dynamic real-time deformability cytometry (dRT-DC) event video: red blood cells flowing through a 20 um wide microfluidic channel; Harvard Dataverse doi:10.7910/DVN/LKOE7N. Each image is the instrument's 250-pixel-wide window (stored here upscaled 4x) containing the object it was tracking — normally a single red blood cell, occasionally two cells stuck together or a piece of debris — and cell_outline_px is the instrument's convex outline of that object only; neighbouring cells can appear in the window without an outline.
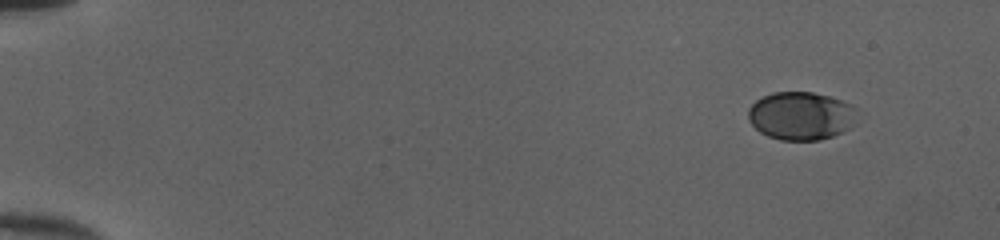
{"species": "human", "species_latin": "Homo sapiens", "temperature_condition": "cold", "stored_images_in_passage": 48, "camera_frame_rate_fps": 3000, "um_per_image_px": 0.085, "donor": {"sex": "female"}, "frame": {"image": 1, "passage_image": 1, "time_ms": 0.0, "image_size_px": [1000, 240], "cell_outline_px": [[856, 108], [848, 128], [832, 136], [820, 140], [780, 140], [768, 136], [760, 132], [748, 120], [748, 108], [756, 100], [772, 92], [812, 92], [828, 96], [852, 104]], "centroid_in_image_um": [68.02, 9.84], "position_along_channel_um": 17.0, "area_um2": 30.17}}
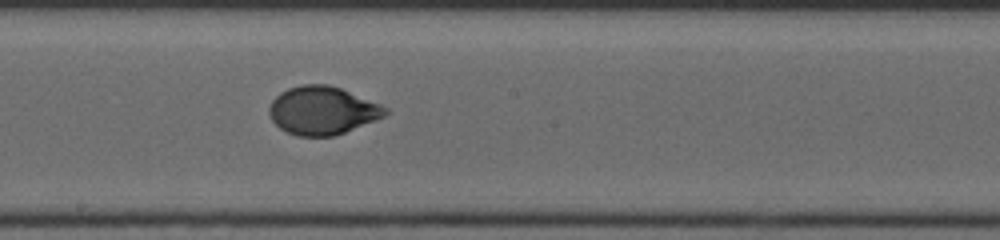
{"frame": {"image": 2, "passage_image": 27, "time_ms": 8.667, "image_size_px": [1000, 240], "cell_outline_px": [[388, 112], [384, 116], [376, 120], [336, 136], [296, 136], [280, 128], [272, 120], [268, 112], [268, 108], [272, 100], [280, 92], [288, 88], [300, 84], [328, 84], [340, 88], [380, 104], [388, 108]], "centroid_in_image_um": [27.39, 9.39], "position_along_channel_um": 220.8, "area_um2": 32.66}}
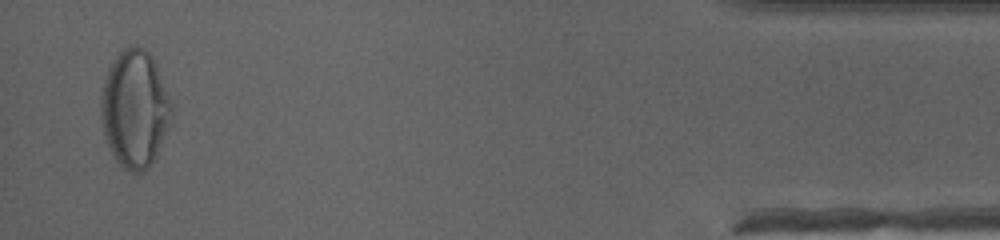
{"frame": {"image": 3, "passage_image": 47, "time_ms": 15.333, "image_size_px": [1000, 240], "cell_outline_px": [[176, 116], [148, 168], [144, 172], [132, 172], [124, 168], [116, 160], [108, 144], [104, 132], [100, 116], [100, 96], [104, 80], [108, 68], [112, 60], [124, 48], [132, 44], [144, 48], [152, 56], [156, 64], [172, 100]], "centroid_in_image_um": [11.49, 9.22], "position_along_channel_um": 423.7, "area_um2": 49.01}, "authors_computed_cell_mechanics": {"area_um2": 32.3102, "velocity_mm_per_s": 4.0429, "shape_relaxation_time_tau1_ms": 3.9987, "shape_relaxation_time_tau2_ms": null, "deformation_change_tau1": 0.1704, "deformation_change_tau2": null}}